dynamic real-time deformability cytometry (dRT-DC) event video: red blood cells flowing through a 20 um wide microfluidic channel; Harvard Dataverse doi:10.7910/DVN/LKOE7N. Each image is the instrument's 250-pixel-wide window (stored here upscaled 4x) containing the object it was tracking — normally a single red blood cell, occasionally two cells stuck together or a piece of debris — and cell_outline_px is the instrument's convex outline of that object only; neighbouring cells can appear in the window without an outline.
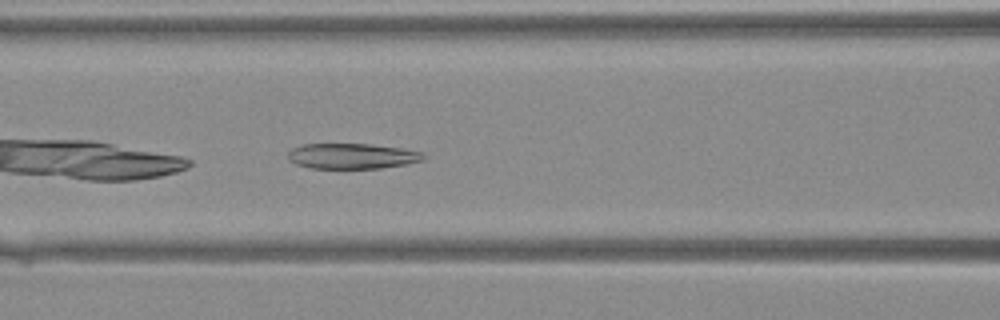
{"species": "Egyptian fruit bat (a non-hibernating species)", "species_latin": "Rousettus aegyptiacus", "temperature_condition": "warm", "stored_images_in_passage": 26, "camera_frame_rate_fps": 3000, "um_per_image_px": 0.085, "animal": {"sex": "female"}, "frame": {"image": 1, "passage_image": 6, "time_ms": 1.667, "image_size_px": [1000, 320], "cell_outline_px": [[428, 156], [424, 160], [404, 164], [380, 168], [312, 168], [296, 164], [288, 160], [288, 152], [292, 148], [304, 144], [372, 144], [400, 148], [424, 152]], "centroid_in_image_um": [29.95, 13.26], "position_along_channel_um": 136.7, "area_um2": 20.11}}
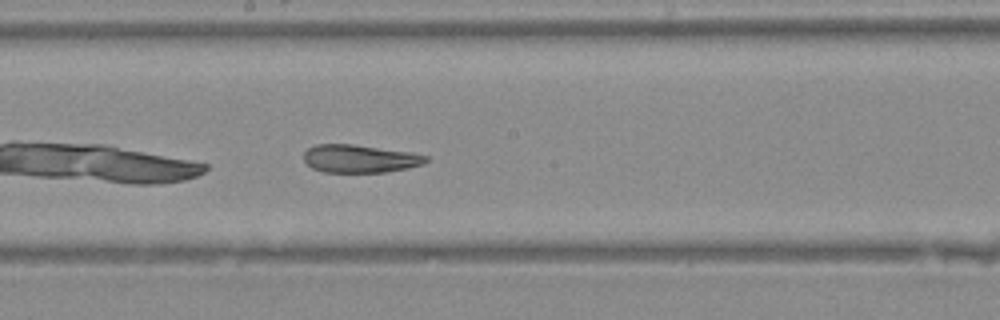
{"frame": {"image": 2, "passage_image": 11, "time_ms": 3.333, "image_size_px": [1000, 320], "cell_outline_px": [[428, 160], [424, 164], [408, 168], [384, 172], [324, 172], [312, 168], [304, 160], [304, 152], [308, 148], [316, 144], [352, 144], [412, 152], [428, 156]], "centroid_in_image_um": [30.6, 13.48], "position_along_channel_um": 217.6, "area_um2": 19.94}}
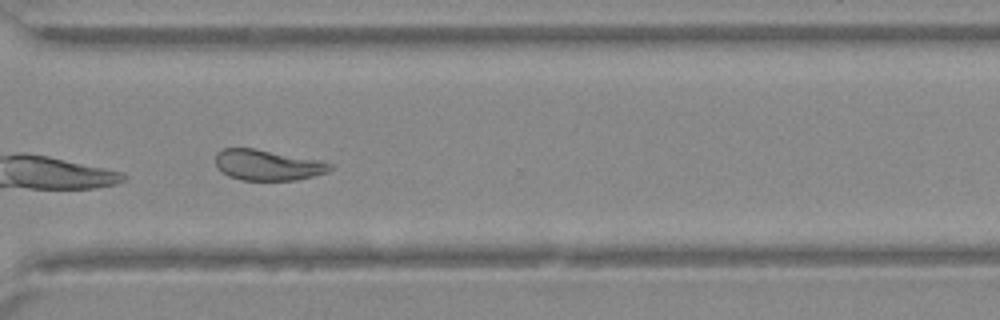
{"frame": {"image": 3, "passage_image": 19, "time_ms": 6.0, "image_size_px": [1000, 320], "cell_outline_px": [[332, 168], [328, 172], [296, 180], [240, 180], [228, 176], [216, 164], [216, 152], [224, 148], [256, 148], [320, 160], [332, 164]], "centroid_in_image_um": [22.76, 14.02], "position_along_channel_um": 347.8, "area_um2": 20.46}}